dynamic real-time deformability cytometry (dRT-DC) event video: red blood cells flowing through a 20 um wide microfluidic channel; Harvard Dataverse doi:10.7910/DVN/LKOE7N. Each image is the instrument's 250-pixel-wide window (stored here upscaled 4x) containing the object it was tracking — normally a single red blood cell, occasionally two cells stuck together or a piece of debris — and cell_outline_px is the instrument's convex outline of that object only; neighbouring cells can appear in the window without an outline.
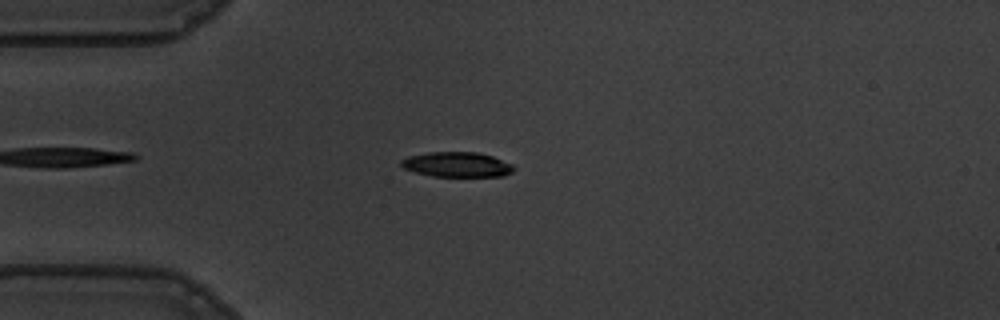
{"species": "common noctule bat (a hibernating species)", "species_latin": "Nyctalus noctula", "temperature_condition": "warm", "stored_images_in_passage": 45, "camera_frame_rate_fps": 3000, "um_per_image_px": 0.085, "animal": {"sex": "male", "body_mass_g": 19.5, "forearm_length_mm": 54.6}, "frame": {"image": 1, "passage_image": 7, "time_ms": 2.0, "image_size_px": [1000, 320], "cell_outline_px": [[516, 168], [512, 172], [504, 176], [432, 176], [416, 172], [404, 168], [400, 164], [400, 160], [408, 156], [428, 152], [476, 152], [492, 156], [512, 164]], "centroid_in_image_um": [38.84, 13.98], "position_along_channel_um": 46.2, "area_um2": 16.36}, "authors_computed_cell_mechanics": {"area_um2": 17.9758, "velocity_mm_per_s": 3.593, "shape_relaxation_time_tau1_ms": 3.2014, "shape_relaxation_time_tau2_ms": 6.1315, "deformation_change_tau1": 0.1575, "deformation_change_tau2": 0.1217}}